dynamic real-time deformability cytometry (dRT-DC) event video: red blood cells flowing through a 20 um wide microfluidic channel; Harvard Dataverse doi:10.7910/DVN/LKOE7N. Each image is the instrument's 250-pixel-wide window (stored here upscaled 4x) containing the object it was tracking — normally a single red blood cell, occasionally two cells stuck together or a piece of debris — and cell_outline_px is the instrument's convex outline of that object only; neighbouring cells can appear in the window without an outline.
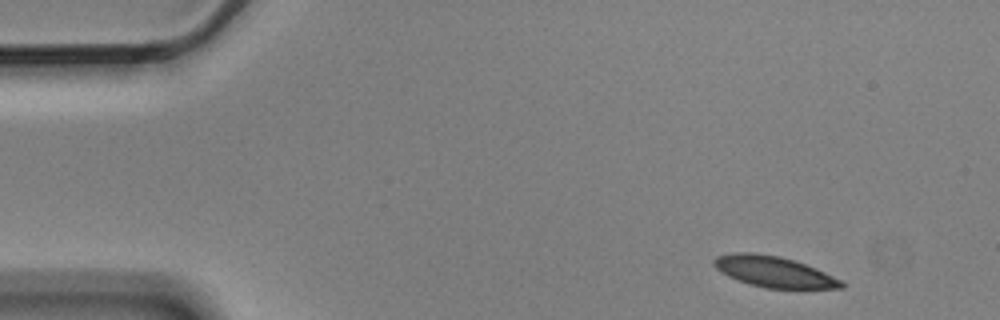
{"species": "Egyptian fruit bat (a non-hibernating species)", "species_latin": "Rousettus aegyptiacus", "temperature_condition": "cold", "stored_images_in_passage": 4, "camera_frame_rate_fps": 3000, "um_per_image_px": 0.085, "animal": {"sex": "male"}, "frame": {"image": 1, "passage_image": 1, "time_ms": 0.0, "image_size_px": [1000, 320], "cell_outline_px": [[844, 288], [764, 288], [748, 284], [728, 276], [720, 272], [712, 264], [712, 260], [716, 256], [736, 252], [752, 252], [780, 256], [816, 268], [840, 280], [844, 284]], "centroid_in_image_um": [65.71, 23.09], "position_along_channel_um": 19.3, "area_um2": 22.83}}
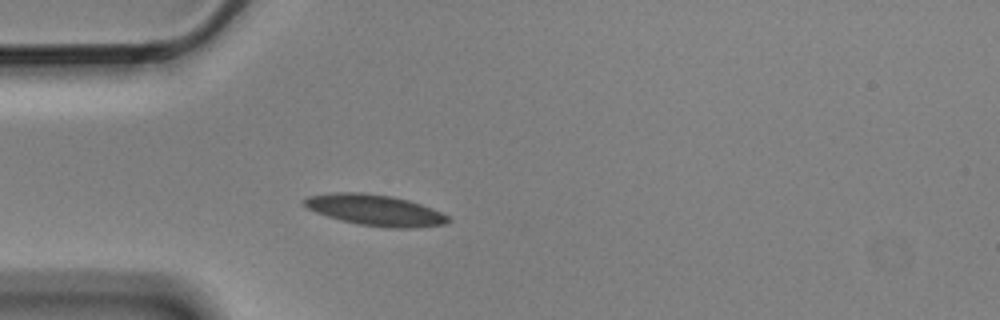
{"frame": {"image": 2, "passage_image": 4, "time_ms": 1.0, "image_size_px": [1000, 320], "cell_outline_px": [[452, 220], [444, 224], [416, 228], [388, 228], [360, 224], [340, 220], [316, 212], [300, 204], [300, 200], [308, 196], [336, 192], [360, 192], [392, 196], [408, 200], [432, 208], [448, 216]], "centroid_in_image_um": [31.86, 17.86], "position_along_channel_um": 53.1, "area_um2": 26.07}}